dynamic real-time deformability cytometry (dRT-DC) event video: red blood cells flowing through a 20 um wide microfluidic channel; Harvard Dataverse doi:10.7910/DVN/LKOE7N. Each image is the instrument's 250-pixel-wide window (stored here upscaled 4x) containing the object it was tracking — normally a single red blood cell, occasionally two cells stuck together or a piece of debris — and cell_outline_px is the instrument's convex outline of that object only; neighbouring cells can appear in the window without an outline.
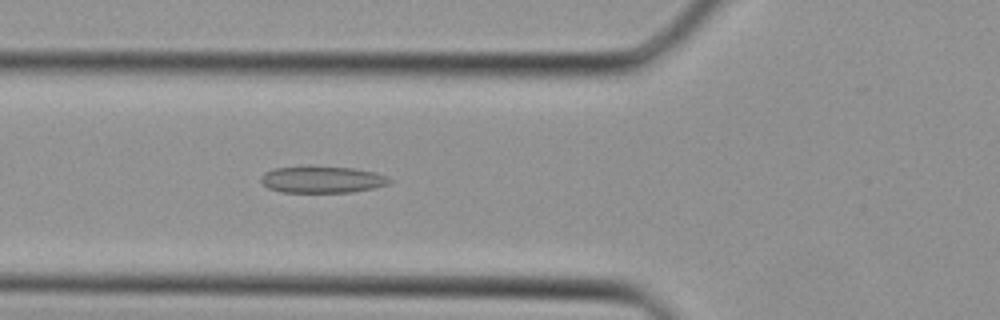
{"species": "Egyptian fruit bat (a non-hibernating species)", "species_latin": "Rousettus aegyptiacus", "temperature_condition": "cold", "stored_images_in_passage": 32, "camera_frame_rate_fps": 3000, "um_per_image_px": 0.085, "animal": {"sex": "female"}, "frame": {"image": 1, "passage_image": 7, "time_ms": 2.0, "image_size_px": [1000, 320], "cell_outline_px": [[392, 180], [388, 184], [376, 188], [352, 192], [280, 192], [268, 188], [260, 180], [260, 176], [264, 172], [272, 168], [304, 164], [312, 164], [352, 168], [376, 172]], "centroid_in_image_um": [27.32, 15.22], "position_along_channel_um": 98.5, "area_um2": 20.81}}
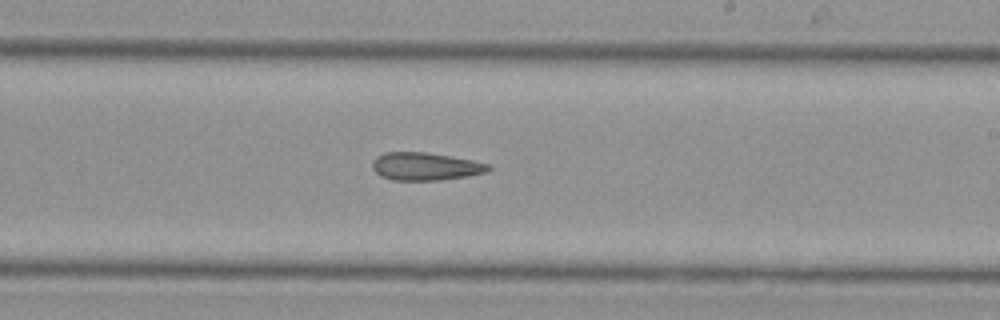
{"frame": {"image": 2, "passage_image": 16, "time_ms": 5.0, "image_size_px": [1000, 320], "cell_outline_px": [[492, 168], [484, 172], [464, 176], [440, 180], [392, 180], [380, 176], [372, 168], [372, 160], [376, 156], [384, 152], [424, 152], [472, 160], [492, 164]], "centroid_in_image_um": [36.11, 14.14], "position_along_channel_um": 252.9, "area_um2": 18.73}}
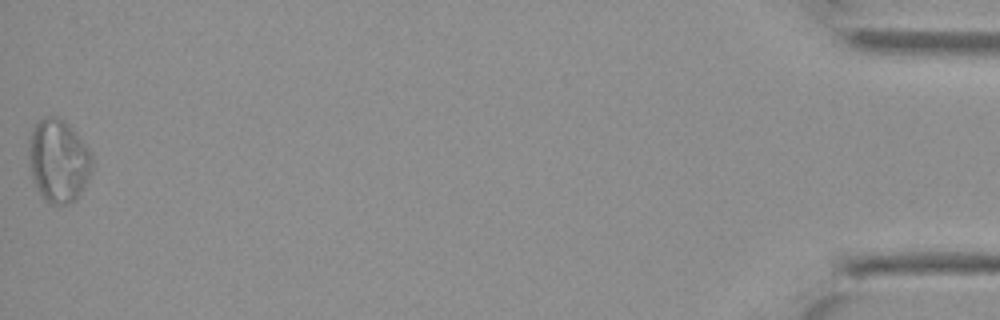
{"frame": {"image": 3, "passage_image": 32, "time_ms": 10.333, "image_size_px": [1000, 320], "cell_outline_px": [[92, 168], [84, 184], [76, 196], [68, 204], [52, 204], [40, 192], [32, 176], [28, 148], [28, 140], [32, 128], [44, 116], [60, 116], [68, 124], [88, 148], [92, 156]], "centroid_in_image_um": [4.95, 13.59], "position_along_channel_um": 430.3, "area_um2": 29.94}}